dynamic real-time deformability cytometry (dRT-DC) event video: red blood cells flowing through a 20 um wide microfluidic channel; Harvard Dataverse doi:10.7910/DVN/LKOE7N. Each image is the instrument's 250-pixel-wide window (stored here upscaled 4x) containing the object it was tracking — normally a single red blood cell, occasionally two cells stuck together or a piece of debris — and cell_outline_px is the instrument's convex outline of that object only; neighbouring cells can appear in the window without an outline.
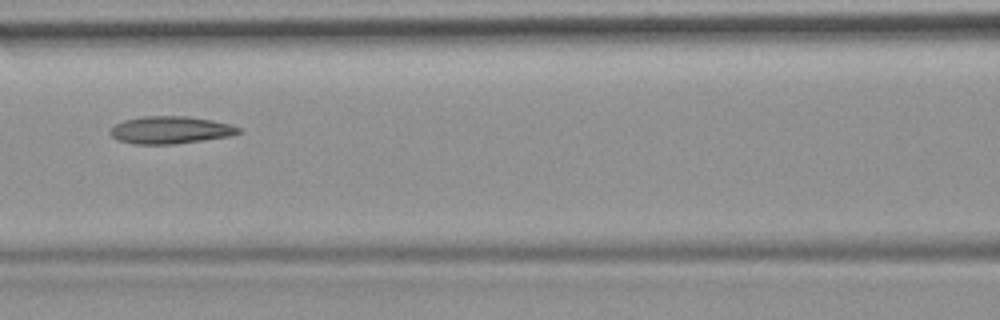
{"species": "common noctule bat (a hibernating species)", "species_latin": "Nyctalus noctula", "temperature_condition": "room temperature", "stored_images_in_passage": 7, "camera_frame_rate_fps": 3000, "um_per_image_px": 0.085, "animal": {"sex": "female", "body_mass_g": 19.9}, "frame": {"image": 1, "passage_image": 5, "time_ms": 1.333, "image_size_px": [1000, 320], "cell_outline_px": [[240, 132], [232, 136], [172, 144], [132, 144], [116, 140], [108, 132], [116, 124], [124, 120], [140, 116], [188, 116], [212, 120], [232, 124], [240, 128]], "centroid_in_image_um": [14.47, 11.05], "position_along_channel_um": 152.1, "area_um2": 20.63}}
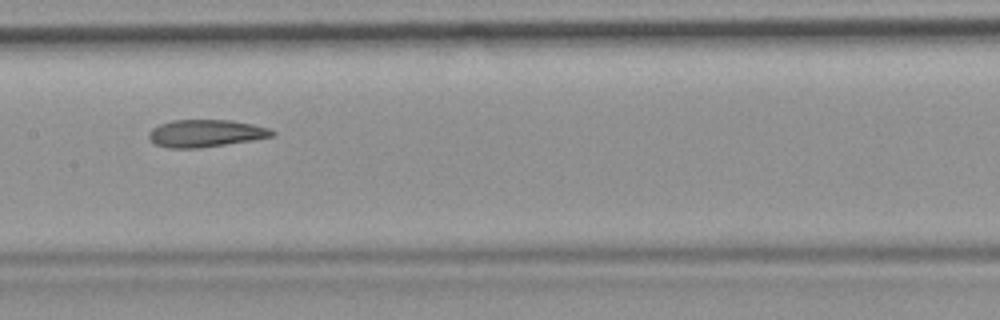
{"frame": {"image": 2, "passage_image": 6, "time_ms": 1.667, "image_size_px": [1000, 320], "cell_outline_px": [[276, 132], [272, 136], [252, 140], [200, 148], [168, 148], [156, 144], [148, 136], [148, 132], [152, 128], [160, 124], [172, 120], [232, 120], [252, 124], [268, 128]], "centroid_in_image_um": [17.46, 11.33], "position_along_channel_um": 189.9, "area_um2": 19.54}}